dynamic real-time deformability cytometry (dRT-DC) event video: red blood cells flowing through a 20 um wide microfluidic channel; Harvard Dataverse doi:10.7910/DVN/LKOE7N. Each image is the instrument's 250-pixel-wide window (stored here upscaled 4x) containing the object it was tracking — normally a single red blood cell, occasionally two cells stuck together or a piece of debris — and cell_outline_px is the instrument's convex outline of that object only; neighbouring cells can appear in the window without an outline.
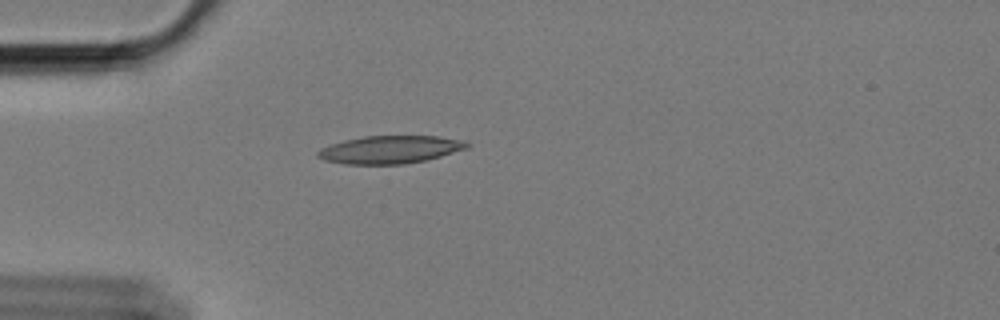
{"species": "Egyptian fruit bat (a non-hibernating species)", "species_latin": "Rousettus aegyptiacus", "temperature_condition": "cold", "stored_images_in_passage": 47, "camera_frame_rate_fps": 3000, "um_per_image_px": 0.085, "animal": {"sex": "female"}, "frame": {"image": 1, "passage_image": 5, "time_ms": 1.333, "image_size_px": [1000, 320], "cell_outline_px": [[468, 148], [428, 160], [404, 164], [344, 164], [324, 160], [316, 156], [316, 152], [320, 148], [344, 140], [364, 136], [436, 136], [464, 140], [468, 144]], "centroid_in_image_um": [33.14, 12.72], "position_along_channel_um": 51.9, "area_um2": 24.22}}
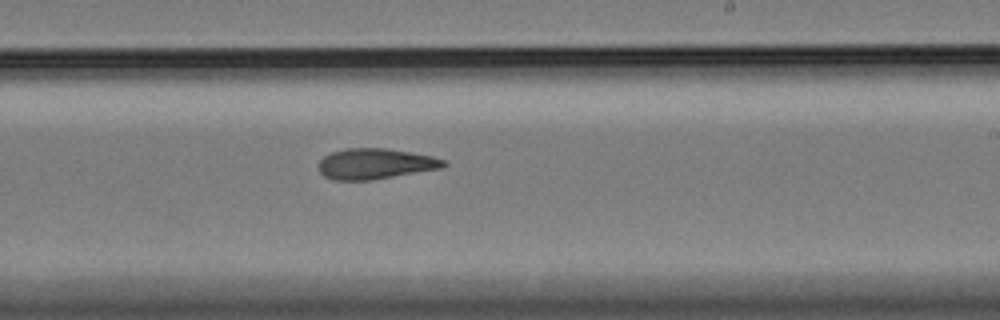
{"frame": {"image": 2, "passage_image": 24, "time_ms": 7.667, "image_size_px": [1000, 320], "cell_outline_px": [[448, 164], [444, 168], [372, 180], [332, 180], [324, 176], [320, 172], [320, 160], [324, 156], [332, 152], [344, 148], [384, 148], [412, 152], [432, 156], [444, 160]], "centroid_in_image_um": [31.93, 13.92], "position_along_channel_um": 257.1, "area_um2": 22.43}}
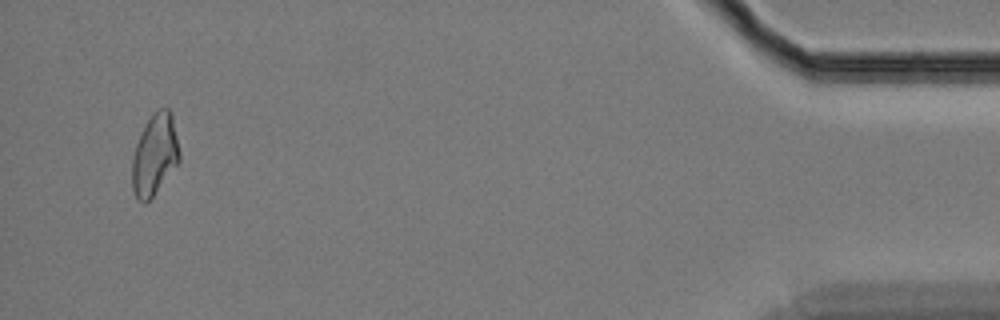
{"frame": {"image": 3, "passage_image": 45, "time_ms": 14.667, "image_size_px": [1000, 320], "cell_outline_px": [[180, 160], [152, 196], [144, 204], [136, 200], [132, 188], [132, 156], [136, 144], [148, 120], [160, 108], [168, 108], [172, 116], [180, 152]], "centroid_in_image_um": [13.13, 13.19], "position_along_channel_um": 422.1, "area_um2": 21.96}, "authors_computed_cell_mechanics": {"area_um2": 22.5998, "velocity_mm_per_s": 3.4002, "shape_relaxation_time_tau1_ms": null, "shape_relaxation_time_tau2_ms": 5.0056, "deformation_change_tau1": null, "deformation_change_tau2": 0.1318}}